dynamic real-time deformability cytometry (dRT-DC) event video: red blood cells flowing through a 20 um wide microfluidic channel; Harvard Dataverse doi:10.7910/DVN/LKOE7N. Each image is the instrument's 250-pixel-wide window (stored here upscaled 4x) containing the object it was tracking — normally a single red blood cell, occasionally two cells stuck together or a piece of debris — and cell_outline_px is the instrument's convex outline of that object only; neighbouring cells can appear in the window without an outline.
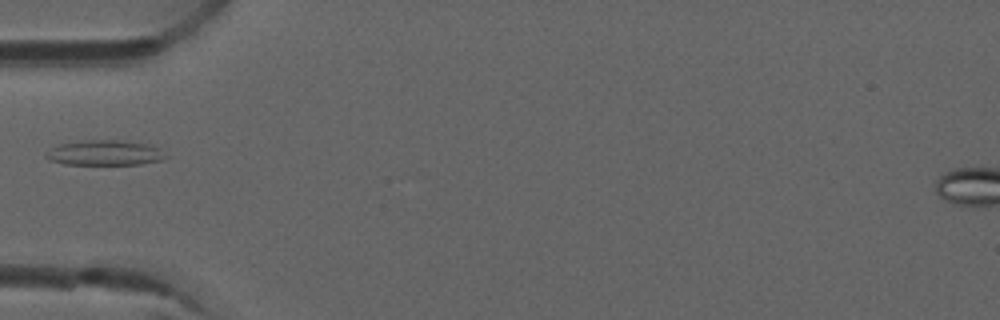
{"species": "common noctule bat (a hibernating species)", "species_latin": "Nyctalus noctula", "temperature_condition": "room temperature", "stored_images_in_passage": 5, "camera_frame_rate_fps": 3000, "um_per_image_px": 0.085, "animal": {"sex": "male", "forearm_length_mm": 52.5}, "frame": {"image": 1, "passage_image": 4, "time_ms": 1.0, "image_size_px": [1000, 320], "cell_outline_px": [[168, 156], [160, 160], [140, 164], [64, 164], [48, 160], [44, 156], [44, 152], [60, 144], [84, 140], [116, 140], [144, 144], [160, 148]], "centroid_in_image_um": [8.86, 12.99], "position_along_channel_um": 76.1, "area_um2": 17.4}}
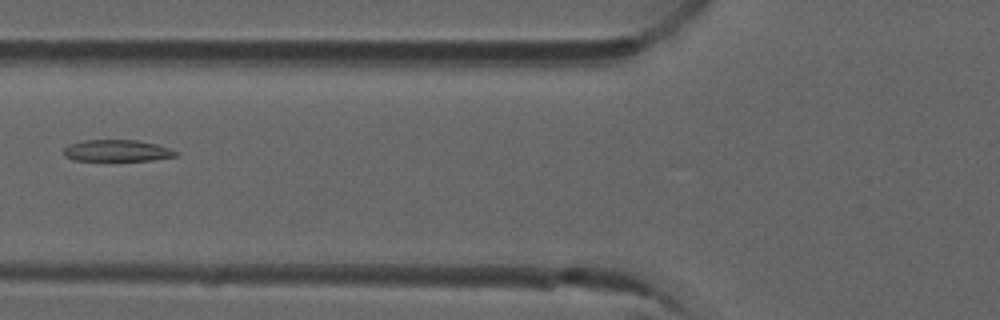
{"frame": {"image": 2, "passage_image": 5, "time_ms": 1.333, "image_size_px": [1000, 320], "cell_outline_px": [[176, 156], [152, 160], [72, 160], [64, 156], [64, 148], [72, 144], [84, 140], [136, 140], [156, 144], [168, 148], [176, 152]], "centroid_in_image_um": [9.92, 12.8], "position_along_channel_um": 115.9, "area_um2": 13.81}}